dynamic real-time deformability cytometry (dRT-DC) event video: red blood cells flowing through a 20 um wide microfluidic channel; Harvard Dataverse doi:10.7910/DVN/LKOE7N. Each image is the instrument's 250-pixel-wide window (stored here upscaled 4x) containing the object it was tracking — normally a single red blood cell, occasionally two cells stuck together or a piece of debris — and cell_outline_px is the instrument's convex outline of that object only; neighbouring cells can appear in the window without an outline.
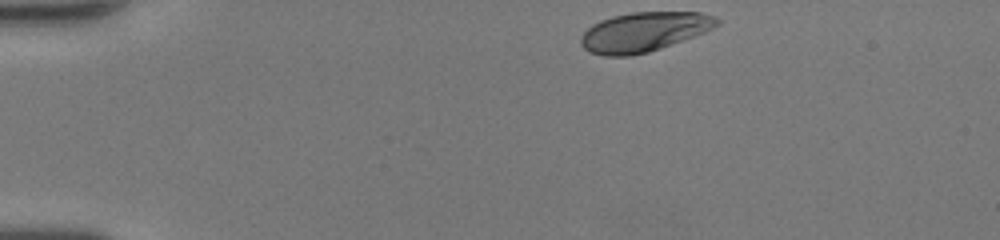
{"species": "human", "species_latin": "Homo sapiens", "temperature_condition": "room temperature", "stored_images_in_passage": 34, "camera_frame_rate_fps": 3000, "um_per_image_px": 0.085, "donor": {"sex": "female"}, "frame": {"image": 1, "passage_image": 1, "time_ms": 0.0, "image_size_px": [1000, 240], "cell_outline_px": [[720, 24], [704, 32], [660, 48], [648, 52], [628, 56], [604, 56], [588, 52], [580, 44], [580, 36], [592, 24], [600, 20], [612, 16], [632, 12], [700, 12], [712, 16], [720, 20]], "centroid_in_image_um": [54.68, 2.71], "position_along_channel_um": 30.3, "area_um2": 31.21}}
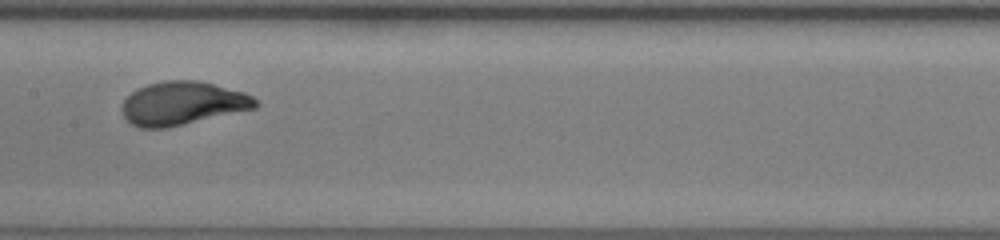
{"frame": {"image": 2, "passage_image": 18, "time_ms": 5.667, "image_size_px": [1000, 240], "cell_outline_px": [[260, 104], [256, 108], [168, 128], [140, 128], [132, 124], [124, 116], [120, 108], [124, 100], [136, 88], [148, 84], [164, 80], [196, 80], [244, 92], [252, 96]], "centroid_in_image_um": [15.5, 8.79], "position_along_channel_um": 191.9, "area_um2": 33.81}}
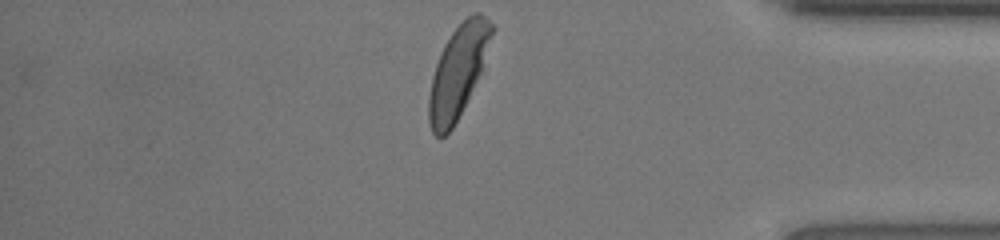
{"frame": {"image": 3, "passage_image": 34, "time_ms": 11.0, "image_size_px": [1000, 240], "cell_outline_px": [[496, 28], [480, 72], [452, 128], [440, 140], [432, 132], [428, 124], [428, 96], [432, 76], [440, 52], [444, 44], [452, 32], [468, 16], [476, 12], [480, 12], [496, 24]], "centroid_in_image_um": [38.92, 6.05], "position_along_channel_um": 396.3, "area_um2": 33.41}, "authors_computed_cell_mechanics": {"area_um2": 32.8882, "velocity_mm_per_s": 4.2594, "shape_relaxation_time_tau1_ms": 2.3226, "shape_relaxation_time_tau2_ms": null, "deformation_change_tau1": 0.1511, "deformation_change_tau2": null}}